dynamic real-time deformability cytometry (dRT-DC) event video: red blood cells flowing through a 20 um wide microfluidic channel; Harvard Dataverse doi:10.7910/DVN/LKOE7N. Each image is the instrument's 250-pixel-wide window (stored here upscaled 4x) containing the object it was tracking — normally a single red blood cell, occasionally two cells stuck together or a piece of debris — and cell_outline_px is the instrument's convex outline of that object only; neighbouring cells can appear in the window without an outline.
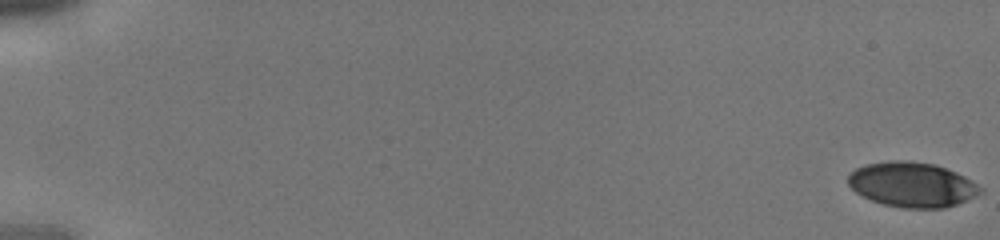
{"species": "human", "species_latin": "Homo sapiens", "temperature_condition": "cold", "stored_images_in_passage": 29, "camera_frame_rate_fps": 3000, "um_per_image_px": 0.085, "donor": {"sex": "male"}, "frame": {"image": 1, "passage_image": 1, "time_ms": 0.0, "image_size_px": [1000, 240], "cell_outline_px": [[984, 192], [956, 204], [944, 208], [904, 208], [884, 204], [872, 200], [856, 192], [848, 184], [848, 176], [856, 168], [868, 164], [892, 160], [908, 160], [936, 164], [956, 172], [964, 176], [984, 188]], "centroid_in_image_um": [77.56, 15.68], "position_along_channel_um": 7.4, "area_um2": 34.51}}
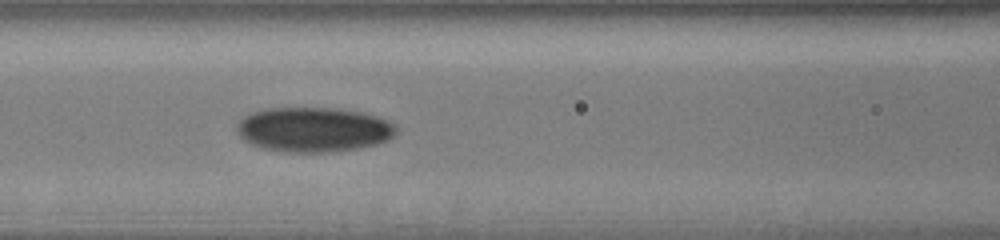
{"frame": {"image": 2, "passage_image": 21, "time_ms": 6.667, "image_size_px": [1000, 240], "cell_outline_px": [[396, 132], [388, 140], [376, 144], [356, 148], [328, 152], [284, 152], [260, 148], [244, 140], [240, 136], [236, 128], [236, 124], [244, 116], [252, 112], [264, 108], [340, 108], [360, 112], [376, 116], [388, 120], [396, 124]], "centroid_in_image_um": [26.63, 11.01], "position_along_channel_um": 140.0, "area_um2": 41.67}}
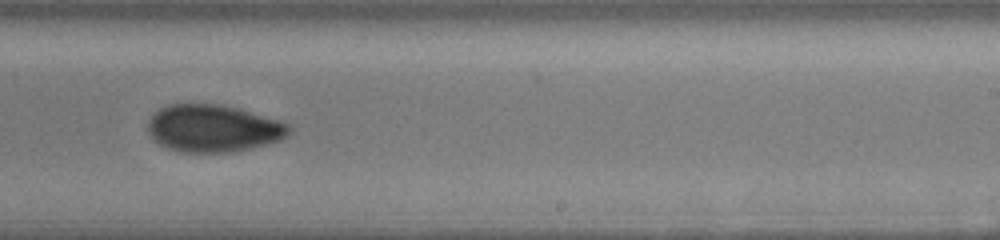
{"frame": {"image": 3, "passage_image": 29, "time_ms": 9.333, "image_size_px": [1000, 240], "cell_outline_px": [[292, 132], [288, 136], [280, 140], [248, 148], [228, 152], [180, 152], [168, 148], [152, 140], [148, 132], [148, 120], [160, 108], [168, 104], [220, 104], [240, 108], [280, 120], [288, 124], [292, 128]], "centroid_in_image_um": [18.13, 10.9], "position_along_channel_um": 270.9, "area_um2": 39.07}}